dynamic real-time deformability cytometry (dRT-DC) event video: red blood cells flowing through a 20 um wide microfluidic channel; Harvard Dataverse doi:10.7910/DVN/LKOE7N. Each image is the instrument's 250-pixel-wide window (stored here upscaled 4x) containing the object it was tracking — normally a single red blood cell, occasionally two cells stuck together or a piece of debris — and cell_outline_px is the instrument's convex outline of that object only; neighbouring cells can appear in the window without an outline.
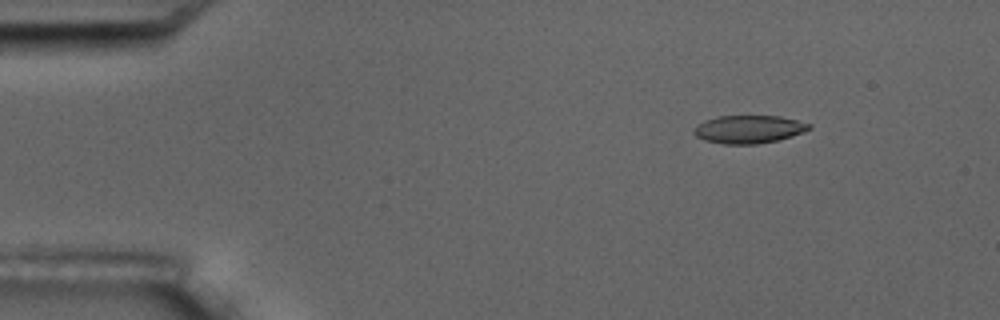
{"species": "common noctule bat (a hibernating species)", "species_latin": "Nyctalus noctula", "temperature_condition": "room temperature", "stored_images_in_passage": 6, "camera_frame_rate_fps": 3000, "um_per_image_px": 0.085, "animal": {"sex": "male", "body_mass_g": 17.5, "forearm_length_mm": 52.3}, "frame": {"image": 1, "passage_image": 2, "time_ms": 1.333, "image_size_px": [1000, 320], "cell_outline_px": [[812, 128], [792, 136], [776, 140], [756, 144], [724, 144], [704, 140], [696, 136], [692, 132], [692, 128], [696, 124], [704, 120], [716, 116], [780, 116], [812, 124]], "centroid_in_image_um": [63.59, 10.98], "position_along_channel_um": 21.4, "area_um2": 18.9}}
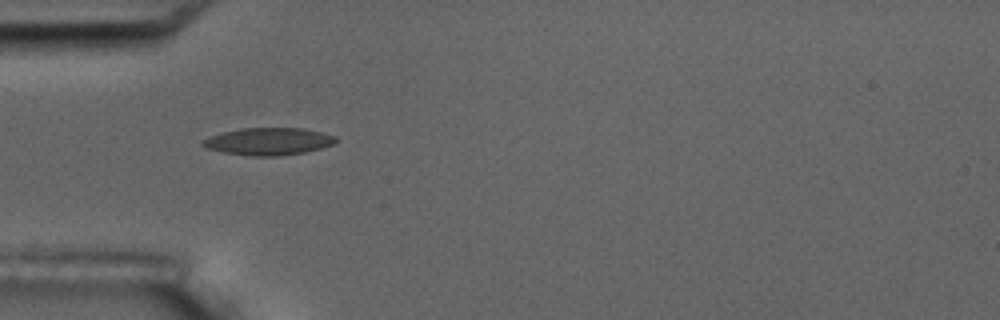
{"frame": {"image": 2, "passage_image": 5, "time_ms": 4.667, "image_size_px": [1000, 320], "cell_outline_px": [[336, 144], [304, 152], [280, 156], [252, 156], [224, 152], [208, 148], [200, 144], [200, 140], [224, 132], [244, 128], [304, 128], [336, 136]], "centroid_in_image_um": [22.84, 12.02], "position_along_channel_um": 62.2, "area_um2": 21.04}}